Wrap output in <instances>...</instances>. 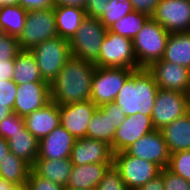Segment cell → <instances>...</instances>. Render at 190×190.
Wrapping results in <instances>:
<instances>
[{
    "instance_id": "ffe728a7",
    "label": "cell",
    "mask_w": 190,
    "mask_h": 190,
    "mask_svg": "<svg viewBox=\"0 0 190 190\" xmlns=\"http://www.w3.org/2000/svg\"><path fill=\"white\" fill-rule=\"evenodd\" d=\"M27 130L41 140L61 124L59 106L50 101L24 117Z\"/></svg>"
},
{
    "instance_id": "f6af8a7d",
    "label": "cell",
    "mask_w": 190,
    "mask_h": 190,
    "mask_svg": "<svg viewBox=\"0 0 190 190\" xmlns=\"http://www.w3.org/2000/svg\"><path fill=\"white\" fill-rule=\"evenodd\" d=\"M10 153L8 141L0 136V161Z\"/></svg>"
},
{
    "instance_id": "8fae6325",
    "label": "cell",
    "mask_w": 190,
    "mask_h": 190,
    "mask_svg": "<svg viewBox=\"0 0 190 190\" xmlns=\"http://www.w3.org/2000/svg\"><path fill=\"white\" fill-rule=\"evenodd\" d=\"M125 117L114 102L97 107L89 122L86 137L108 143L113 152L116 129L124 121Z\"/></svg>"
},
{
    "instance_id": "9c48e42d",
    "label": "cell",
    "mask_w": 190,
    "mask_h": 190,
    "mask_svg": "<svg viewBox=\"0 0 190 190\" xmlns=\"http://www.w3.org/2000/svg\"><path fill=\"white\" fill-rule=\"evenodd\" d=\"M113 165L129 190H137L144 186L157 177L162 169L155 163L133 157L125 151L113 154Z\"/></svg>"
},
{
    "instance_id": "30bf717a",
    "label": "cell",
    "mask_w": 190,
    "mask_h": 190,
    "mask_svg": "<svg viewBox=\"0 0 190 190\" xmlns=\"http://www.w3.org/2000/svg\"><path fill=\"white\" fill-rule=\"evenodd\" d=\"M190 112V95L174 91L159 89L156 95L151 118L156 130Z\"/></svg>"
},
{
    "instance_id": "ee69618b",
    "label": "cell",
    "mask_w": 190,
    "mask_h": 190,
    "mask_svg": "<svg viewBox=\"0 0 190 190\" xmlns=\"http://www.w3.org/2000/svg\"><path fill=\"white\" fill-rule=\"evenodd\" d=\"M55 5L76 6L85 8L86 0H54Z\"/></svg>"
},
{
    "instance_id": "d4e9b609",
    "label": "cell",
    "mask_w": 190,
    "mask_h": 190,
    "mask_svg": "<svg viewBox=\"0 0 190 190\" xmlns=\"http://www.w3.org/2000/svg\"><path fill=\"white\" fill-rule=\"evenodd\" d=\"M162 60L190 69V32L170 33Z\"/></svg>"
},
{
    "instance_id": "ba28073f",
    "label": "cell",
    "mask_w": 190,
    "mask_h": 190,
    "mask_svg": "<svg viewBox=\"0 0 190 190\" xmlns=\"http://www.w3.org/2000/svg\"><path fill=\"white\" fill-rule=\"evenodd\" d=\"M134 71V69L127 68L96 67L92 79L90 100L97 107L114 102L119 90Z\"/></svg>"
},
{
    "instance_id": "4dcf8cb0",
    "label": "cell",
    "mask_w": 190,
    "mask_h": 190,
    "mask_svg": "<svg viewBox=\"0 0 190 190\" xmlns=\"http://www.w3.org/2000/svg\"><path fill=\"white\" fill-rule=\"evenodd\" d=\"M132 11L133 8L129 0H110L108 6L104 9V13L99 17V20L107 29Z\"/></svg>"
},
{
    "instance_id": "ac0fdd59",
    "label": "cell",
    "mask_w": 190,
    "mask_h": 190,
    "mask_svg": "<svg viewBox=\"0 0 190 190\" xmlns=\"http://www.w3.org/2000/svg\"><path fill=\"white\" fill-rule=\"evenodd\" d=\"M73 166L90 163H113L111 146L88 137L76 139L70 156Z\"/></svg>"
},
{
    "instance_id": "f1b7e54d",
    "label": "cell",
    "mask_w": 190,
    "mask_h": 190,
    "mask_svg": "<svg viewBox=\"0 0 190 190\" xmlns=\"http://www.w3.org/2000/svg\"><path fill=\"white\" fill-rule=\"evenodd\" d=\"M27 12L19 4L1 6L0 25L4 34L18 38L24 29Z\"/></svg>"
},
{
    "instance_id": "7dc6e473",
    "label": "cell",
    "mask_w": 190,
    "mask_h": 190,
    "mask_svg": "<svg viewBox=\"0 0 190 190\" xmlns=\"http://www.w3.org/2000/svg\"><path fill=\"white\" fill-rule=\"evenodd\" d=\"M12 113L13 111L9 107H6V104L0 103V122Z\"/></svg>"
},
{
    "instance_id": "603a6c76",
    "label": "cell",
    "mask_w": 190,
    "mask_h": 190,
    "mask_svg": "<svg viewBox=\"0 0 190 190\" xmlns=\"http://www.w3.org/2000/svg\"><path fill=\"white\" fill-rule=\"evenodd\" d=\"M54 15L58 36L70 40L87 17L85 10L76 6L55 5Z\"/></svg>"
},
{
    "instance_id": "f35d334b",
    "label": "cell",
    "mask_w": 190,
    "mask_h": 190,
    "mask_svg": "<svg viewBox=\"0 0 190 190\" xmlns=\"http://www.w3.org/2000/svg\"><path fill=\"white\" fill-rule=\"evenodd\" d=\"M110 0H86L85 13L87 17L99 18Z\"/></svg>"
},
{
    "instance_id": "8992f818",
    "label": "cell",
    "mask_w": 190,
    "mask_h": 190,
    "mask_svg": "<svg viewBox=\"0 0 190 190\" xmlns=\"http://www.w3.org/2000/svg\"><path fill=\"white\" fill-rule=\"evenodd\" d=\"M56 37L54 8H49L28 11L24 29L17 39L20 50L30 51L41 42Z\"/></svg>"
},
{
    "instance_id": "277c9868",
    "label": "cell",
    "mask_w": 190,
    "mask_h": 190,
    "mask_svg": "<svg viewBox=\"0 0 190 190\" xmlns=\"http://www.w3.org/2000/svg\"><path fill=\"white\" fill-rule=\"evenodd\" d=\"M106 32L99 18L86 17L69 40L71 56L95 63Z\"/></svg>"
},
{
    "instance_id": "f907efd6",
    "label": "cell",
    "mask_w": 190,
    "mask_h": 190,
    "mask_svg": "<svg viewBox=\"0 0 190 190\" xmlns=\"http://www.w3.org/2000/svg\"><path fill=\"white\" fill-rule=\"evenodd\" d=\"M64 190H79V189H73V188H64Z\"/></svg>"
},
{
    "instance_id": "836d02e7",
    "label": "cell",
    "mask_w": 190,
    "mask_h": 190,
    "mask_svg": "<svg viewBox=\"0 0 190 190\" xmlns=\"http://www.w3.org/2000/svg\"><path fill=\"white\" fill-rule=\"evenodd\" d=\"M24 127V117L13 112L0 122V136L5 140H9L13 134L21 131Z\"/></svg>"
},
{
    "instance_id": "d6a6232c",
    "label": "cell",
    "mask_w": 190,
    "mask_h": 190,
    "mask_svg": "<svg viewBox=\"0 0 190 190\" xmlns=\"http://www.w3.org/2000/svg\"><path fill=\"white\" fill-rule=\"evenodd\" d=\"M95 190H129L123 182L119 171L110 166Z\"/></svg>"
},
{
    "instance_id": "9a60e30c",
    "label": "cell",
    "mask_w": 190,
    "mask_h": 190,
    "mask_svg": "<svg viewBox=\"0 0 190 190\" xmlns=\"http://www.w3.org/2000/svg\"><path fill=\"white\" fill-rule=\"evenodd\" d=\"M97 106L91 101L59 105L61 125L75 138H85Z\"/></svg>"
},
{
    "instance_id": "b9f144b4",
    "label": "cell",
    "mask_w": 190,
    "mask_h": 190,
    "mask_svg": "<svg viewBox=\"0 0 190 190\" xmlns=\"http://www.w3.org/2000/svg\"><path fill=\"white\" fill-rule=\"evenodd\" d=\"M15 59L0 61V82L13 79Z\"/></svg>"
},
{
    "instance_id": "8d00e7d4",
    "label": "cell",
    "mask_w": 190,
    "mask_h": 190,
    "mask_svg": "<svg viewBox=\"0 0 190 190\" xmlns=\"http://www.w3.org/2000/svg\"><path fill=\"white\" fill-rule=\"evenodd\" d=\"M165 190H190V182L181 176L173 174L167 168L161 169Z\"/></svg>"
},
{
    "instance_id": "c3c4849f",
    "label": "cell",
    "mask_w": 190,
    "mask_h": 190,
    "mask_svg": "<svg viewBox=\"0 0 190 190\" xmlns=\"http://www.w3.org/2000/svg\"><path fill=\"white\" fill-rule=\"evenodd\" d=\"M19 0H0V7L5 5L18 4Z\"/></svg>"
},
{
    "instance_id": "484cf974",
    "label": "cell",
    "mask_w": 190,
    "mask_h": 190,
    "mask_svg": "<svg viewBox=\"0 0 190 190\" xmlns=\"http://www.w3.org/2000/svg\"><path fill=\"white\" fill-rule=\"evenodd\" d=\"M7 141L10 152L26 161L31 167L34 165L38 158L39 140L27 130L26 126Z\"/></svg>"
},
{
    "instance_id": "60d3db41",
    "label": "cell",
    "mask_w": 190,
    "mask_h": 190,
    "mask_svg": "<svg viewBox=\"0 0 190 190\" xmlns=\"http://www.w3.org/2000/svg\"><path fill=\"white\" fill-rule=\"evenodd\" d=\"M18 4L27 11L54 8V0H19Z\"/></svg>"
},
{
    "instance_id": "4fadbf2b",
    "label": "cell",
    "mask_w": 190,
    "mask_h": 190,
    "mask_svg": "<svg viewBox=\"0 0 190 190\" xmlns=\"http://www.w3.org/2000/svg\"><path fill=\"white\" fill-rule=\"evenodd\" d=\"M147 70L153 75L159 89L174 90L190 95V69L158 60Z\"/></svg>"
},
{
    "instance_id": "6da1fadb",
    "label": "cell",
    "mask_w": 190,
    "mask_h": 190,
    "mask_svg": "<svg viewBox=\"0 0 190 190\" xmlns=\"http://www.w3.org/2000/svg\"><path fill=\"white\" fill-rule=\"evenodd\" d=\"M95 69L94 63L71 56L50 84V100L58 106L90 100Z\"/></svg>"
},
{
    "instance_id": "1f68e13d",
    "label": "cell",
    "mask_w": 190,
    "mask_h": 190,
    "mask_svg": "<svg viewBox=\"0 0 190 190\" xmlns=\"http://www.w3.org/2000/svg\"><path fill=\"white\" fill-rule=\"evenodd\" d=\"M167 169L190 182V150L170 154Z\"/></svg>"
},
{
    "instance_id": "7c38bea8",
    "label": "cell",
    "mask_w": 190,
    "mask_h": 190,
    "mask_svg": "<svg viewBox=\"0 0 190 190\" xmlns=\"http://www.w3.org/2000/svg\"><path fill=\"white\" fill-rule=\"evenodd\" d=\"M151 18L168 33L190 32V0H161Z\"/></svg>"
},
{
    "instance_id": "74e56055",
    "label": "cell",
    "mask_w": 190,
    "mask_h": 190,
    "mask_svg": "<svg viewBox=\"0 0 190 190\" xmlns=\"http://www.w3.org/2000/svg\"><path fill=\"white\" fill-rule=\"evenodd\" d=\"M18 85L13 80L0 82V103L6 104L12 111L14 108L15 98Z\"/></svg>"
},
{
    "instance_id": "83f0119b",
    "label": "cell",
    "mask_w": 190,
    "mask_h": 190,
    "mask_svg": "<svg viewBox=\"0 0 190 190\" xmlns=\"http://www.w3.org/2000/svg\"><path fill=\"white\" fill-rule=\"evenodd\" d=\"M31 169L26 161L10 152L0 161V178L18 187H25Z\"/></svg>"
},
{
    "instance_id": "52a82bcc",
    "label": "cell",
    "mask_w": 190,
    "mask_h": 190,
    "mask_svg": "<svg viewBox=\"0 0 190 190\" xmlns=\"http://www.w3.org/2000/svg\"><path fill=\"white\" fill-rule=\"evenodd\" d=\"M96 67H117L127 69H140L133 49L131 39L113 32H106L99 51Z\"/></svg>"
},
{
    "instance_id": "7bdbcfd3",
    "label": "cell",
    "mask_w": 190,
    "mask_h": 190,
    "mask_svg": "<svg viewBox=\"0 0 190 190\" xmlns=\"http://www.w3.org/2000/svg\"><path fill=\"white\" fill-rule=\"evenodd\" d=\"M137 190H165L162 176L159 174Z\"/></svg>"
},
{
    "instance_id": "44dd1931",
    "label": "cell",
    "mask_w": 190,
    "mask_h": 190,
    "mask_svg": "<svg viewBox=\"0 0 190 190\" xmlns=\"http://www.w3.org/2000/svg\"><path fill=\"white\" fill-rule=\"evenodd\" d=\"M113 163H90L73 166L65 188L95 190L105 172Z\"/></svg>"
},
{
    "instance_id": "7a4b0ae2",
    "label": "cell",
    "mask_w": 190,
    "mask_h": 190,
    "mask_svg": "<svg viewBox=\"0 0 190 190\" xmlns=\"http://www.w3.org/2000/svg\"><path fill=\"white\" fill-rule=\"evenodd\" d=\"M159 88L147 68L135 70L119 90L114 103L125 116H151Z\"/></svg>"
},
{
    "instance_id": "e0dca14e",
    "label": "cell",
    "mask_w": 190,
    "mask_h": 190,
    "mask_svg": "<svg viewBox=\"0 0 190 190\" xmlns=\"http://www.w3.org/2000/svg\"><path fill=\"white\" fill-rule=\"evenodd\" d=\"M50 101V84L48 82H31L18 85L13 112L25 117L44 107Z\"/></svg>"
},
{
    "instance_id": "f546056e",
    "label": "cell",
    "mask_w": 190,
    "mask_h": 190,
    "mask_svg": "<svg viewBox=\"0 0 190 190\" xmlns=\"http://www.w3.org/2000/svg\"><path fill=\"white\" fill-rule=\"evenodd\" d=\"M150 18L151 17L145 13L132 11L109 26L107 32H113L133 40Z\"/></svg>"
},
{
    "instance_id": "4316f807",
    "label": "cell",
    "mask_w": 190,
    "mask_h": 190,
    "mask_svg": "<svg viewBox=\"0 0 190 190\" xmlns=\"http://www.w3.org/2000/svg\"><path fill=\"white\" fill-rule=\"evenodd\" d=\"M12 80L17 85L46 82L40 74L35 57L29 50H21L16 56Z\"/></svg>"
},
{
    "instance_id": "ab89813d",
    "label": "cell",
    "mask_w": 190,
    "mask_h": 190,
    "mask_svg": "<svg viewBox=\"0 0 190 190\" xmlns=\"http://www.w3.org/2000/svg\"><path fill=\"white\" fill-rule=\"evenodd\" d=\"M133 11L147 14L151 17L154 14L156 6L161 0H129Z\"/></svg>"
},
{
    "instance_id": "681fc988",
    "label": "cell",
    "mask_w": 190,
    "mask_h": 190,
    "mask_svg": "<svg viewBox=\"0 0 190 190\" xmlns=\"http://www.w3.org/2000/svg\"><path fill=\"white\" fill-rule=\"evenodd\" d=\"M4 34L2 28H1V25H0V36H2Z\"/></svg>"
},
{
    "instance_id": "7402d4cb",
    "label": "cell",
    "mask_w": 190,
    "mask_h": 190,
    "mask_svg": "<svg viewBox=\"0 0 190 190\" xmlns=\"http://www.w3.org/2000/svg\"><path fill=\"white\" fill-rule=\"evenodd\" d=\"M160 131L170 154L190 150V112L164 126Z\"/></svg>"
},
{
    "instance_id": "816d5d0a",
    "label": "cell",
    "mask_w": 190,
    "mask_h": 190,
    "mask_svg": "<svg viewBox=\"0 0 190 190\" xmlns=\"http://www.w3.org/2000/svg\"><path fill=\"white\" fill-rule=\"evenodd\" d=\"M17 190H26L25 187H19Z\"/></svg>"
},
{
    "instance_id": "e575fe53",
    "label": "cell",
    "mask_w": 190,
    "mask_h": 190,
    "mask_svg": "<svg viewBox=\"0 0 190 190\" xmlns=\"http://www.w3.org/2000/svg\"><path fill=\"white\" fill-rule=\"evenodd\" d=\"M65 187L37 175L32 169L26 181V190H64Z\"/></svg>"
},
{
    "instance_id": "2e32d148",
    "label": "cell",
    "mask_w": 190,
    "mask_h": 190,
    "mask_svg": "<svg viewBox=\"0 0 190 190\" xmlns=\"http://www.w3.org/2000/svg\"><path fill=\"white\" fill-rule=\"evenodd\" d=\"M153 130L155 128L151 116L140 113L126 116L116 129L113 140V154L125 151L131 144Z\"/></svg>"
},
{
    "instance_id": "5bb4252c",
    "label": "cell",
    "mask_w": 190,
    "mask_h": 190,
    "mask_svg": "<svg viewBox=\"0 0 190 190\" xmlns=\"http://www.w3.org/2000/svg\"><path fill=\"white\" fill-rule=\"evenodd\" d=\"M125 152L133 157L155 163L162 169L167 168L170 158L164 137L161 131L156 129L139 138Z\"/></svg>"
},
{
    "instance_id": "cb8c5ba5",
    "label": "cell",
    "mask_w": 190,
    "mask_h": 190,
    "mask_svg": "<svg viewBox=\"0 0 190 190\" xmlns=\"http://www.w3.org/2000/svg\"><path fill=\"white\" fill-rule=\"evenodd\" d=\"M72 169L73 164L70 158L58 160L36 159L32 166V170L37 175L63 187L67 185Z\"/></svg>"
},
{
    "instance_id": "5b68a950",
    "label": "cell",
    "mask_w": 190,
    "mask_h": 190,
    "mask_svg": "<svg viewBox=\"0 0 190 190\" xmlns=\"http://www.w3.org/2000/svg\"><path fill=\"white\" fill-rule=\"evenodd\" d=\"M30 52L36 59L43 80L49 84L71 57L69 40L59 36L41 42Z\"/></svg>"
},
{
    "instance_id": "d590c367",
    "label": "cell",
    "mask_w": 190,
    "mask_h": 190,
    "mask_svg": "<svg viewBox=\"0 0 190 190\" xmlns=\"http://www.w3.org/2000/svg\"><path fill=\"white\" fill-rule=\"evenodd\" d=\"M20 51L17 37L7 34L0 36V61L15 59Z\"/></svg>"
},
{
    "instance_id": "d6986e66",
    "label": "cell",
    "mask_w": 190,
    "mask_h": 190,
    "mask_svg": "<svg viewBox=\"0 0 190 190\" xmlns=\"http://www.w3.org/2000/svg\"><path fill=\"white\" fill-rule=\"evenodd\" d=\"M76 139L60 124L39 140L38 158L58 160L70 158Z\"/></svg>"
},
{
    "instance_id": "bcb514c9",
    "label": "cell",
    "mask_w": 190,
    "mask_h": 190,
    "mask_svg": "<svg viewBox=\"0 0 190 190\" xmlns=\"http://www.w3.org/2000/svg\"><path fill=\"white\" fill-rule=\"evenodd\" d=\"M19 187L12 184L11 182L6 181L3 178H0V190H17Z\"/></svg>"
},
{
    "instance_id": "3957f363",
    "label": "cell",
    "mask_w": 190,
    "mask_h": 190,
    "mask_svg": "<svg viewBox=\"0 0 190 190\" xmlns=\"http://www.w3.org/2000/svg\"><path fill=\"white\" fill-rule=\"evenodd\" d=\"M168 33L158 22L150 18L132 40L139 68H148L163 58Z\"/></svg>"
}]
</instances>
